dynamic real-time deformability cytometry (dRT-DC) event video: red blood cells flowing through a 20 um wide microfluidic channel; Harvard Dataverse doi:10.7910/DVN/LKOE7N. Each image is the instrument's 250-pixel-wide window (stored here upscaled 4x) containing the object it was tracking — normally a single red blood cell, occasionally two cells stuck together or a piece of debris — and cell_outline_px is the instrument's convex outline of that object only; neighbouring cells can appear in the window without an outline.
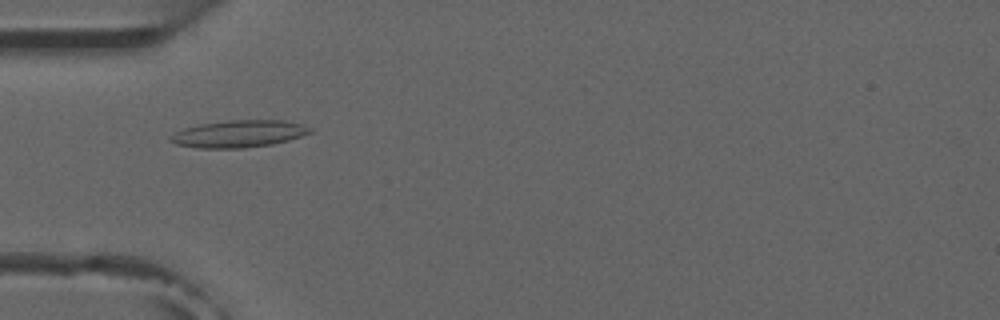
{"species": "common noctule bat (a hibernating species)", "species_latin": "Nyctalus noctula", "temperature_condition": "room temperature", "stored_images_in_passage": 5, "camera_frame_rate_fps": 3000, "um_per_image_px": 0.085, "animal": {"sex": "male", "forearm_length_mm": 52.5}, "frame": {"image": 1, "passage_image": 2, "time_ms": 1.333, "image_size_px": [1000, 320], "cell_outline_px": [[312, 132], [288, 140], [272, 144], [244, 148], [200, 148], [176, 144], [168, 140], [168, 136], [184, 128], [200, 124], [228, 120], [284, 120], [304, 124], [312, 128]], "centroid_in_image_um": [20.3, 11.37], "position_along_channel_um": 64.7, "area_um2": 22.14}}
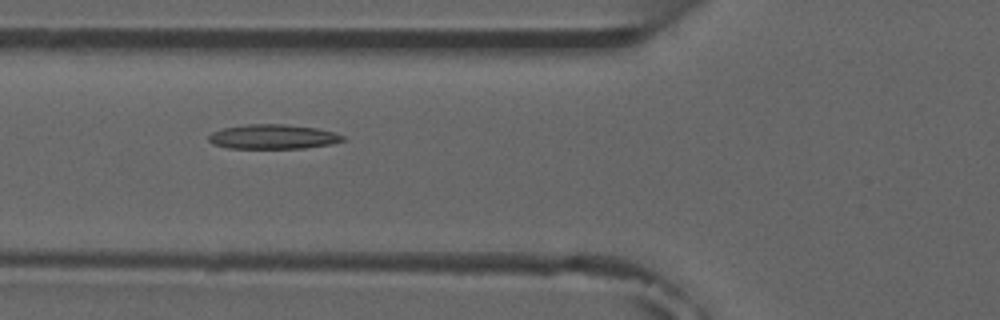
{"frame": {"image": 2, "passage_image": 3, "time_ms": 2.333, "image_size_px": [1000, 320], "cell_outline_px": [[344, 140], [328, 144], [304, 148], [228, 148], [212, 144], [208, 140], [208, 136], [212, 132], [224, 128], [248, 124], [284, 124], [316, 128], [332, 132], [344, 136]], "centroid_in_image_um": [23.15, 11.62], "position_along_channel_um": 102.6, "area_um2": 18.96}}
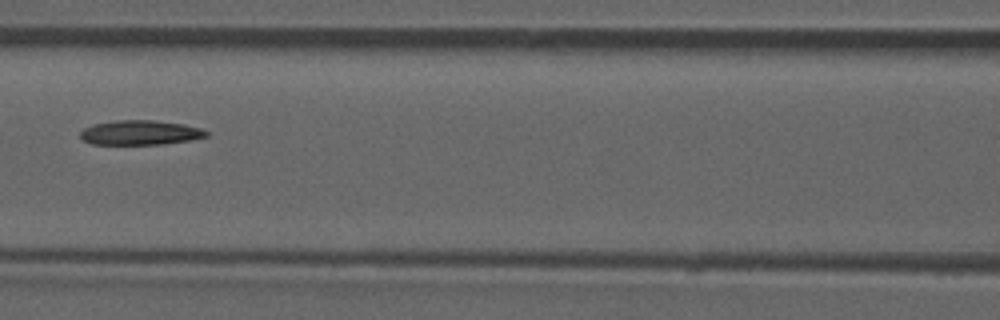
{"frame": {"image": 3, "passage_image": 4, "time_ms": 3.667, "image_size_px": [1000, 320], "cell_outline_px": [[208, 136], [192, 140], [164, 144], [92, 144], [84, 140], [80, 136], [80, 132], [84, 128], [96, 124], [116, 120], [156, 120], [184, 124], [200, 128], [208, 132]], "centroid_in_image_um": [11.95, 11.27], "position_along_channel_um": 154.6, "area_um2": 18.03}}